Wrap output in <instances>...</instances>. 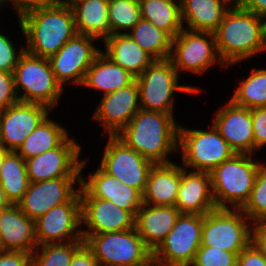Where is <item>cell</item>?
<instances>
[{"mask_svg": "<svg viewBox=\"0 0 266 266\" xmlns=\"http://www.w3.org/2000/svg\"><path fill=\"white\" fill-rule=\"evenodd\" d=\"M232 3L214 32L218 55L227 67L266 50V18Z\"/></svg>", "mask_w": 266, "mask_h": 266, "instance_id": "cell-1", "label": "cell"}, {"mask_svg": "<svg viewBox=\"0 0 266 266\" xmlns=\"http://www.w3.org/2000/svg\"><path fill=\"white\" fill-rule=\"evenodd\" d=\"M176 124L171 114L140 109L115 136L154 164L170 163L168 154L180 151Z\"/></svg>", "mask_w": 266, "mask_h": 266, "instance_id": "cell-2", "label": "cell"}, {"mask_svg": "<svg viewBox=\"0 0 266 266\" xmlns=\"http://www.w3.org/2000/svg\"><path fill=\"white\" fill-rule=\"evenodd\" d=\"M25 51L49 58L77 34L71 6L51 4L31 10L19 18Z\"/></svg>", "mask_w": 266, "mask_h": 266, "instance_id": "cell-3", "label": "cell"}, {"mask_svg": "<svg viewBox=\"0 0 266 266\" xmlns=\"http://www.w3.org/2000/svg\"><path fill=\"white\" fill-rule=\"evenodd\" d=\"M262 163L249 154H234L211 172V190L217 208L241 209L248 201L254 187L257 171Z\"/></svg>", "mask_w": 266, "mask_h": 266, "instance_id": "cell-4", "label": "cell"}, {"mask_svg": "<svg viewBox=\"0 0 266 266\" xmlns=\"http://www.w3.org/2000/svg\"><path fill=\"white\" fill-rule=\"evenodd\" d=\"M99 266H149L152 251L145 245L136 228L101 234H83Z\"/></svg>", "mask_w": 266, "mask_h": 266, "instance_id": "cell-5", "label": "cell"}, {"mask_svg": "<svg viewBox=\"0 0 266 266\" xmlns=\"http://www.w3.org/2000/svg\"><path fill=\"white\" fill-rule=\"evenodd\" d=\"M19 101L54 108L64 90L57 82L48 58L23 51L13 71ZM20 90L23 91L21 95ZM21 95V96H20Z\"/></svg>", "mask_w": 266, "mask_h": 266, "instance_id": "cell-6", "label": "cell"}, {"mask_svg": "<svg viewBox=\"0 0 266 266\" xmlns=\"http://www.w3.org/2000/svg\"><path fill=\"white\" fill-rule=\"evenodd\" d=\"M178 72L169 59L154 62L139 76L140 107L143 110L163 112L173 116L174 92L197 93L190 85H178Z\"/></svg>", "mask_w": 266, "mask_h": 266, "instance_id": "cell-7", "label": "cell"}, {"mask_svg": "<svg viewBox=\"0 0 266 266\" xmlns=\"http://www.w3.org/2000/svg\"><path fill=\"white\" fill-rule=\"evenodd\" d=\"M241 209L216 208L203 215L201 246L239 254L252 242V226Z\"/></svg>", "mask_w": 266, "mask_h": 266, "instance_id": "cell-8", "label": "cell"}, {"mask_svg": "<svg viewBox=\"0 0 266 266\" xmlns=\"http://www.w3.org/2000/svg\"><path fill=\"white\" fill-rule=\"evenodd\" d=\"M179 148L183 153L182 167L208 173L235 154L213 124L210 131L179 126Z\"/></svg>", "mask_w": 266, "mask_h": 266, "instance_id": "cell-9", "label": "cell"}, {"mask_svg": "<svg viewBox=\"0 0 266 266\" xmlns=\"http://www.w3.org/2000/svg\"><path fill=\"white\" fill-rule=\"evenodd\" d=\"M203 215L181 213L172 230L152 252L154 264L190 266L201 246Z\"/></svg>", "mask_w": 266, "mask_h": 266, "instance_id": "cell-10", "label": "cell"}, {"mask_svg": "<svg viewBox=\"0 0 266 266\" xmlns=\"http://www.w3.org/2000/svg\"><path fill=\"white\" fill-rule=\"evenodd\" d=\"M207 38H210L209 40ZM173 52V53H172ZM215 35L212 32L183 30L172 39L169 60L180 71L202 74L210 66L219 62L226 66L217 55Z\"/></svg>", "mask_w": 266, "mask_h": 266, "instance_id": "cell-11", "label": "cell"}, {"mask_svg": "<svg viewBox=\"0 0 266 266\" xmlns=\"http://www.w3.org/2000/svg\"><path fill=\"white\" fill-rule=\"evenodd\" d=\"M154 163L126 146L116 136H109L100 167L142 195Z\"/></svg>", "mask_w": 266, "mask_h": 266, "instance_id": "cell-12", "label": "cell"}, {"mask_svg": "<svg viewBox=\"0 0 266 266\" xmlns=\"http://www.w3.org/2000/svg\"><path fill=\"white\" fill-rule=\"evenodd\" d=\"M81 224V199L78 191L68 202L51 208L34 221L37 244L84 241L83 230L77 228Z\"/></svg>", "mask_w": 266, "mask_h": 266, "instance_id": "cell-13", "label": "cell"}, {"mask_svg": "<svg viewBox=\"0 0 266 266\" xmlns=\"http://www.w3.org/2000/svg\"><path fill=\"white\" fill-rule=\"evenodd\" d=\"M80 150V145L67 136L56 148L25 160L29 181L81 177L86 160L79 161Z\"/></svg>", "mask_w": 266, "mask_h": 266, "instance_id": "cell-14", "label": "cell"}, {"mask_svg": "<svg viewBox=\"0 0 266 266\" xmlns=\"http://www.w3.org/2000/svg\"><path fill=\"white\" fill-rule=\"evenodd\" d=\"M96 38L89 35L76 34L68 40L60 50L48 58L57 82L62 86L66 81L82 85L87 69L95 57L101 52L93 46Z\"/></svg>", "mask_w": 266, "mask_h": 266, "instance_id": "cell-15", "label": "cell"}, {"mask_svg": "<svg viewBox=\"0 0 266 266\" xmlns=\"http://www.w3.org/2000/svg\"><path fill=\"white\" fill-rule=\"evenodd\" d=\"M49 107L18 101L0 114V141L8 151L17 152L25 138L48 116Z\"/></svg>", "mask_w": 266, "mask_h": 266, "instance_id": "cell-16", "label": "cell"}, {"mask_svg": "<svg viewBox=\"0 0 266 266\" xmlns=\"http://www.w3.org/2000/svg\"><path fill=\"white\" fill-rule=\"evenodd\" d=\"M81 177H61L38 182H30L22 199L17 203L19 208L34 221L51 208L68 202L78 191L73 184Z\"/></svg>", "mask_w": 266, "mask_h": 266, "instance_id": "cell-17", "label": "cell"}, {"mask_svg": "<svg viewBox=\"0 0 266 266\" xmlns=\"http://www.w3.org/2000/svg\"><path fill=\"white\" fill-rule=\"evenodd\" d=\"M82 222L88 226L82 234H101L135 228V217L109 200L91 197L81 186Z\"/></svg>", "mask_w": 266, "mask_h": 266, "instance_id": "cell-18", "label": "cell"}, {"mask_svg": "<svg viewBox=\"0 0 266 266\" xmlns=\"http://www.w3.org/2000/svg\"><path fill=\"white\" fill-rule=\"evenodd\" d=\"M98 105L93 118L103 124L108 136L117 135L141 109L136 80L127 87L104 94Z\"/></svg>", "mask_w": 266, "mask_h": 266, "instance_id": "cell-19", "label": "cell"}, {"mask_svg": "<svg viewBox=\"0 0 266 266\" xmlns=\"http://www.w3.org/2000/svg\"><path fill=\"white\" fill-rule=\"evenodd\" d=\"M213 125L236 154H253L251 109L236 105L230 100L227 105L219 108Z\"/></svg>", "mask_w": 266, "mask_h": 266, "instance_id": "cell-20", "label": "cell"}, {"mask_svg": "<svg viewBox=\"0 0 266 266\" xmlns=\"http://www.w3.org/2000/svg\"><path fill=\"white\" fill-rule=\"evenodd\" d=\"M80 186L91 197L109 200L121 209L129 211L134 217L143 204V195L137 189L125 185L101 167L89 175L88 181L81 175Z\"/></svg>", "mask_w": 266, "mask_h": 266, "instance_id": "cell-21", "label": "cell"}, {"mask_svg": "<svg viewBox=\"0 0 266 266\" xmlns=\"http://www.w3.org/2000/svg\"><path fill=\"white\" fill-rule=\"evenodd\" d=\"M180 213L205 215L216 209L208 172L190 171L181 165V182L175 202Z\"/></svg>", "mask_w": 266, "mask_h": 266, "instance_id": "cell-22", "label": "cell"}, {"mask_svg": "<svg viewBox=\"0 0 266 266\" xmlns=\"http://www.w3.org/2000/svg\"><path fill=\"white\" fill-rule=\"evenodd\" d=\"M37 246L34 220L30 219L17 204L3 208L0 220V250L32 254Z\"/></svg>", "mask_w": 266, "mask_h": 266, "instance_id": "cell-23", "label": "cell"}, {"mask_svg": "<svg viewBox=\"0 0 266 266\" xmlns=\"http://www.w3.org/2000/svg\"><path fill=\"white\" fill-rule=\"evenodd\" d=\"M180 214L175 206H155L145 203L136 212L135 228L152 252L172 230Z\"/></svg>", "mask_w": 266, "mask_h": 266, "instance_id": "cell-24", "label": "cell"}, {"mask_svg": "<svg viewBox=\"0 0 266 266\" xmlns=\"http://www.w3.org/2000/svg\"><path fill=\"white\" fill-rule=\"evenodd\" d=\"M181 182V165L173 162L154 164L147 178L143 203L155 206H175Z\"/></svg>", "mask_w": 266, "mask_h": 266, "instance_id": "cell-25", "label": "cell"}, {"mask_svg": "<svg viewBox=\"0 0 266 266\" xmlns=\"http://www.w3.org/2000/svg\"><path fill=\"white\" fill-rule=\"evenodd\" d=\"M103 41L106 52L102 53L135 77L141 75L154 62L126 32L113 34Z\"/></svg>", "mask_w": 266, "mask_h": 266, "instance_id": "cell-26", "label": "cell"}, {"mask_svg": "<svg viewBox=\"0 0 266 266\" xmlns=\"http://www.w3.org/2000/svg\"><path fill=\"white\" fill-rule=\"evenodd\" d=\"M109 0H79L73 10L78 34L98 39H107L113 35L108 17Z\"/></svg>", "mask_w": 266, "mask_h": 266, "instance_id": "cell-27", "label": "cell"}, {"mask_svg": "<svg viewBox=\"0 0 266 266\" xmlns=\"http://www.w3.org/2000/svg\"><path fill=\"white\" fill-rule=\"evenodd\" d=\"M232 1L236 0H181L182 20L188 30L214 33Z\"/></svg>", "mask_w": 266, "mask_h": 266, "instance_id": "cell-28", "label": "cell"}, {"mask_svg": "<svg viewBox=\"0 0 266 266\" xmlns=\"http://www.w3.org/2000/svg\"><path fill=\"white\" fill-rule=\"evenodd\" d=\"M135 79L134 75L118 64L113 63L101 51L87 69L82 86L108 94L129 86Z\"/></svg>", "mask_w": 266, "mask_h": 266, "instance_id": "cell-29", "label": "cell"}, {"mask_svg": "<svg viewBox=\"0 0 266 266\" xmlns=\"http://www.w3.org/2000/svg\"><path fill=\"white\" fill-rule=\"evenodd\" d=\"M139 0L141 18L175 38L183 30L181 1Z\"/></svg>", "mask_w": 266, "mask_h": 266, "instance_id": "cell-30", "label": "cell"}, {"mask_svg": "<svg viewBox=\"0 0 266 266\" xmlns=\"http://www.w3.org/2000/svg\"><path fill=\"white\" fill-rule=\"evenodd\" d=\"M68 132L59 123L48 116L27 136L17 153L24 159L36 157L50 149L56 148Z\"/></svg>", "mask_w": 266, "mask_h": 266, "instance_id": "cell-31", "label": "cell"}, {"mask_svg": "<svg viewBox=\"0 0 266 266\" xmlns=\"http://www.w3.org/2000/svg\"><path fill=\"white\" fill-rule=\"evenodd\" d=\"M30 184L25 160L15 151H10L0 171V186L10 204H17Z\"/></svg>", "mask_w": 266, "mask_h": 266, "instance_id": "cell-32", "label": "cell"}, {"mask_svg": "<svg viewBox=\"0 0 266 266\" xmlns=\"http://www.w3.org/2000/svg\"><path fill=\"white\" fill-rule=\"evenodd\" d=\"M127 33L154 60L169 59L172 37L147 20L139 22Z\"/></svg>", "mask_w": 266, "mask_h": 266, "instance_id": "cell-33", "label": "cell"}, {"mask_svg": "<svg viewBox=\"0 0 266 266\" xmlns=\"http://www.w3.org/2000/svg\"><path fill=\"white\" fill-rule=\"evenodd\" d=\"M230 100L249 109L266 107V69H253Z\"/></svg>", "mask_w": 266, "mask_h": 266, "instance_id": "cell-34", "label": "cell"}, {"mask_svg": "<svg viewBox=\"0 0 266 266\" xmlns=\"http://www.w3.org/2000/svg\"><path fill=\"white\" fill-rule=\"evenodd\" d=\"M83 243L84 241L55 242L37 246L31 254V266H70L74 252Z\"/></svg>", "mask_w": 266, "mask_h": 266, "instance_id": "cell-35", "label": "cell"}, {"mask_svg": "<svg viewBox=\"0 0 266 266\" xmlns=\"http://www.w3.org/2000/svg\"><path fill=\"white\" fill-rule=\"evenodd\" d=\"M108 17L113 34L130 31L141 19L139 0H109Z\"/></svg>", "mask_w": 266, "mask_h": 266, "instance_id": "cell-36", "label": "cell"}, {"mask_svg": "<svg viewBox=\"0 0 266 266\" xmlns=\"http://www.w3.org/2000/svg\"><path fill=\"white\" fill-rule=\"evenodd\" d=\"M241 210L252 221H266V166L263 164L257 171L254 187L250 197Z\"/></svg>", "mask_w": 266, "mask_h": 266, "instance_id": "cell-37", "label": "cell"}, {"mask_svg": "<svg viewBox=\"0 0 266 266\" xmlns=\"http://www.w3.org/2000/svg\"><path fill=\"white\" fill-rule=\"evenodd\" d=\"M237 254L211 246H200L190 266H236Z\"/></svg>", "mask_w": 266, "mask_h": 266, "instance_id": "cell-38", "label": "cell"}, {"mask_svg": "<svg viewBox=\"0 0 266 266\" xmlns=\"http://www.w3.org/2000/svg\"><path fill=\"white\" fill-rule=\"evenodd\" d=\"M24 51L22 46L17 54L12 41L2 33L0 34V71L13 73L21 53Z\"/></svg>", "mask_w": 266, "mask_h": 266, "instance_id": "cell-39", "label": "cell"}, {"mask_svg": "<svg viewBox=\"0 0 266 266\" xmlns=\"http://www.w3.org/2000/svg\"><path fill=\"white\" fill-rule=\"evenodd\" d=\"M254 151L266 145V107L251 109Z\"/></svg>", "mask_w": 266, "mask_h": 266, "instance_id": "cell-40", "label": "cell"}, {"mask_svg": "<svg viewBox=\"0 0 266 266\" xmlns=\"http://www.w3.org/2000/svg\"><path fill=\"white\" fill-rule=\"evenodd\" d=\"M18 101L13 73L0 71V105L7 108Z\"/></svg>", "mask_w": 266, "mask_h": 266, "instance_id": "cell-41", "label": "cell"}, {"mask_svg": "<svg viewBox=\"0 0 266 266\" xmlns=\"http://www.w3.org/2000/svg\"><path fill=\"white\" fill-rule=\"evenodd\" d=\"M236 266H266V256L251 242L237 255Z\"/></svg>", "mask_w": 266, "mask_h": 266, "instance_id": "cell-42", "label": "cell"}, {"mask_svg": "<svg viewBox=\"0 0 266 266\" xmlns=\"http://www.w3.org/2000/svg\"><path fill=\"white\" fill-rule=\"evenodd\" d=\"M0 266H31V254L23 251H0Z\"/></svg>", "mask_w": 266, "mask_h": 266, "instance_id": "cell-43", "label": "cell"}, {"mask_svg": "<svg viewBox=\"0 0 266 266\" xmlns=\"http://www.w3.org/2000/svg\"><path fill=\"white\" fill-rule=\"evenodd\" d=\"M7 1H12V5L15 10H17L16 12L19 18L31 10L45 7L54 3V0H3V5L4 3L6 4Z\"/></svg>", "mask_w": 266, "mask_h": 266, "instance_id": "cell-44", "label": "cell"}, {"mask_svg": "<svg viewBox=\"0 0 266 266\" xmlns=\"http://www.w3.org/2000/svg\"><path fill=\"white\" fill-rule=\"evenodd\" d=\"M70 266H99L91 249L83 243L73 255Z\"/></svg>", "mask_w": 266, "mask_h": 266, "instance_id": "cell-45", "label": "cell"}, {"mask_svg": "<svg viewBox=\"0 0 266 266\" xmlns=\"http://www.w3.org/2000/svg\"><path fill=\"white\" fill-rule=\"evenodd\" d=\"M252 242L266 256V221H259L253 224Z\"/></svg>", "mask_w": 266, "mask_h": 266, "instance_id": "cell-46", "label": "cell"}, {"mask_svg": "<svg viewBox=\"0 0 266 266\" xmlns=\"http://www.w3.org/2000/svg\"><path fill=\"white\" fill-rule=\"evenodd\" d=\"M244 9L266 18V0H236Z\"/></svg>", "mask_w": 266, "mask_h": 266, "instance_id": "cell-47", "label": "cell"}, {"mask_svg": "<svg viewBox=\"0 0 266 266\" xmlns=\"http://www.w3.org/2000/svg\"><path fill=\"white\" fill-rule=\"evenodd\" d=\"M7 149H5L2 145H0V171L2 170L3 161L6 155L9 153Z\"/></svg>", "mask_w": 266, "mask_h": 266, "instance_id": "cell-48", "label": "cell"}, {"mask_svg": "<svg viewBox=\"0 0 266 266\" xmlns=\"http://www.w3.org/2000/svg\"><path fill=\"white\" fill-rule=\"evenodd\" d=\"M9 205H10V203L6 199V197L4 195V191L2 190V188L0 186V207H7Z\"/></svg>", "mask_w": 266, "mask_h": 266, "instance_id": "cell-49", "label": "cell"}, {"mask_svg": "<svg viewBox=\"0 0 266 266\" xmlns=\"http://www.w3.org/2000/svg\"><path fill=\"white\" fill-rule=\"evenodd\" d=\"M77 1L79 0H54V3L58 5L72 6Z\"/></svg>", "mask_w": 266, "mask_h": 266, "instance_id": "cell-50", "label": "cell"}, {"mask_svg": "<svg viewBox=\"0 0 266 266\" xmlns=\"http://www.w3.org/2000/svg\"><path fill=\"white\" fill-rule=\"evenodd\" d=\"M3 208H5V207H0V220H1Z\"/></svg>", "mask_w": 266, "mask_h": 266, "instance_id": "cell-51", "label": "cell"}, {"mask_svg": "<svg viewBox=\"0 0 266 266\" xmlns=\"http://www.w3.org/2000/svg\"><path fill=\"white\" fill-rule=\"evenodd\" d=\"M3 107L0 105V114L3 112Z\"/></svg>", "mask_w": 266, "mask_h": 266, "instance_id": "cell-52", "label": "cell"}, {"mask_svg": "<svg viewBox=\"0 0 266 266\" xmlns=\"http://www.w3.org/2000/svg\"><path fill=\"white\" fill-rule=\"evenodd\" d=\"M149 266H160V265H157V264L152 263Z\"/></svg>", "mask_w": 266, "mask_h": 266, "instance_id": "cell-53", "label": "cell"}, {"mask_svg": "<svg viewBox=\"0 0 266 266\" xmlns=\"http://www.w3.org/2000/svg\"><path fill=\"white\" fill-rule=\"evenodd\" d=\"M3 5V0H0V6H2Z\"/></svg>", "mask_w": 266, "mask_h": 266, "instance_id": "cell-54", "label": "cell"}]
</instances>
